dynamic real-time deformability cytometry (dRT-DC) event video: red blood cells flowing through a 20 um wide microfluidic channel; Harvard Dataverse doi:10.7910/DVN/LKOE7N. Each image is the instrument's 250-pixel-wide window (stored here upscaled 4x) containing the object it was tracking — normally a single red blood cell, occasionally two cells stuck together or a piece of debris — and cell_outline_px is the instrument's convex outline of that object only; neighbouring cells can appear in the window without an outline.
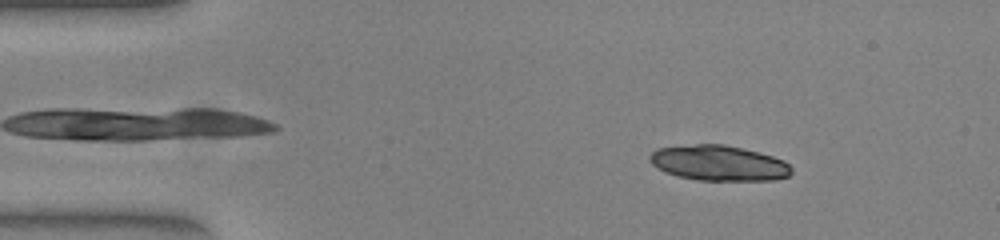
{"species": "common noctule bat (a hibernating species)", "species_latin": "Nyctalus noctula", "temperature_condition": "warm", "stored_images_in_passage": 51, "camera_frame_rate_fps": 3000, "um_per_image_px": 0.085, "animal": {"sex": "female", "body_mass_g": 23.0, "forearm_length_mm": 53.4}, "frame": {"image": 1, "passage_image": 7, "time_ms": 2.0, "image_size_px": [1000, 240], "cell_outline_px": [[792, 172], [788, 176], [776, 180], [700, 180], [680, 176], [664, 172], [652, 164], [648, 160], [648, 156], [656, 148], [696, 144], [724, 144], [760, 152], [784, 160], [792, 168]], "centroid_in_image_um": [61.1, 13.85], "position_along_channel_um": 23.9, "area_um2": 29.25}}
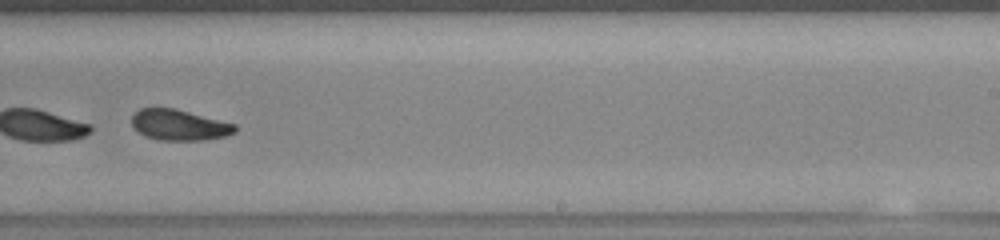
{"frame": {"image": 2, "passage_image": 32, "time_ms": 10.333, "image_size_px": [1000, 240], "cell_outline_px": [[236, 132], [224, 136], [204, 140], [160, 140], [144, 136], [132, 128], [132, 116], [140, 108], [176, 108], [236, 124]], "centroid_in_image_um": [15.22, 10.62], "position_along_channel_um": 273.8, "area_um2": 18.61}, "authors_computed_cell_mechanics": {"area_um2": 28.4376, "velocity_mm_per_s": 3.9327, "shape_relaxation_time_tau1_ms": 6.3178, "shape_relaxation_time_tau2_ms": 3.6727, "deformation_change_tau1": 0.143, "deformation_change_tau2": 0.0831}}